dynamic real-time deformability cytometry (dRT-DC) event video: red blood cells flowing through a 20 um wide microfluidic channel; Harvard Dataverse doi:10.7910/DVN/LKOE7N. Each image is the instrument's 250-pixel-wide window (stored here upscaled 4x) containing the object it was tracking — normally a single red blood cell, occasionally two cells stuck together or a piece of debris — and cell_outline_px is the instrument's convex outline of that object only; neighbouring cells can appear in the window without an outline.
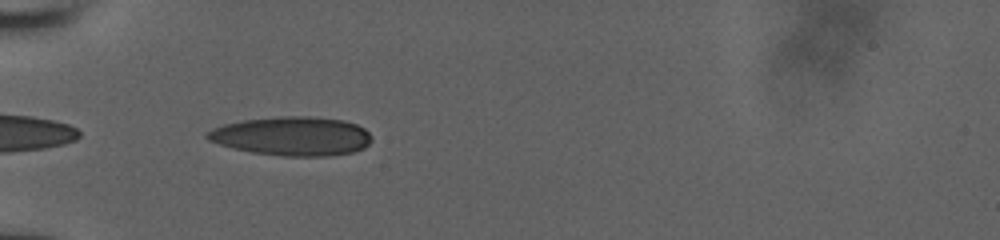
{"species": "human", "species_latin": "Homo sapiens", "temperature_condition": "room temperature", "stored_images_in_passage": 37, "camera_frame_rate_fps": 3000, "um_per_image_px": 0.085, "donor": {"sex": "male"}, "frame": {"image": 1, "passage_image": 1, "time_ms": 0.0, "image_size_px": [1000, 240], "cell_outline_px": [[372, 140], [364, 148], [352, 152], [328, 156], [284, 156], [252, 152], [220, 144], [208, 140], [204, 136], [212, 128], [224, 124], [244, 120], [280, 116], [308, 116], [344, 120], [356, 124], [364, 128], [372, 136]], "centroid_in_image_um": [24.85, 11.57], "position_along_channel_um": 60.2, "area_um2": 37.22}}
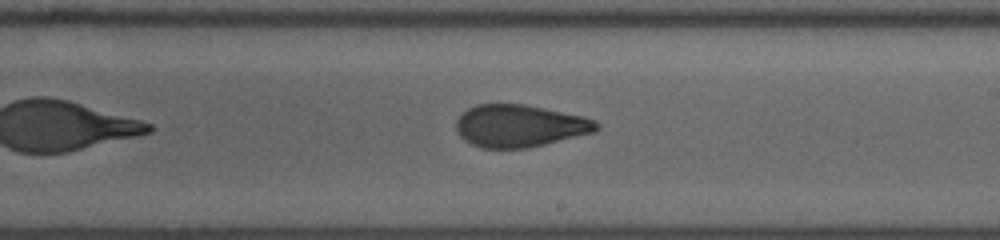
{"frame": {"image": 2, "passage_image": 16, "time_ms": 5.0, "image_size_px": [1000, 240], "cell_outline_px": [[600, 128], [596, 132], [528, 148], [480, 148], [464, 140], [460, 136], [456, 128], [456, 120], [468, 108], [476, 104], [524, 104], [584, 116], [596, 120], [600, 124]], "centroid_in_image_um": [44.2, 10.7], "position_along_channel_um": 244.8, "area_um2": 34.8}}
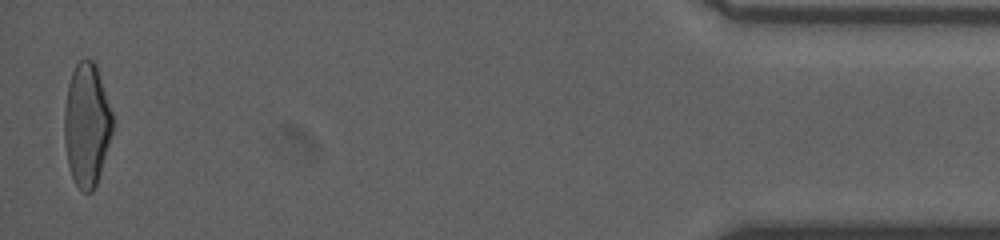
{"frame": {"image": 3, "passage_image": 36, "time_ms": 11.667, "image_size_px": [1000, 240], "cell_outline_px": [[116, 124], [96, 184], [92, 192], [84, 192], [76, 184], [72, 176], [68, 164], [64, 140], [64, 112], [68, 84], [72, 72], [76, 64], [80, 60], [92, 60], [96, 64]], "centroid_in_image_um": [7.39, 10.6], "position_along_channel_um": 427.8, "area_um2": 34.74}, "authors_computed_cell_mechanics": {"area_um2": 35.0268, "velocity_mm_per_s": 3.9319, "shape_relaxation_time_tau1_ms": 9.9635, "shape_relaxation_time_tau2_ms": 1.5573, "deformation_change_tau1": 0.2637, "deformation_change_tau2": 0.0829}}